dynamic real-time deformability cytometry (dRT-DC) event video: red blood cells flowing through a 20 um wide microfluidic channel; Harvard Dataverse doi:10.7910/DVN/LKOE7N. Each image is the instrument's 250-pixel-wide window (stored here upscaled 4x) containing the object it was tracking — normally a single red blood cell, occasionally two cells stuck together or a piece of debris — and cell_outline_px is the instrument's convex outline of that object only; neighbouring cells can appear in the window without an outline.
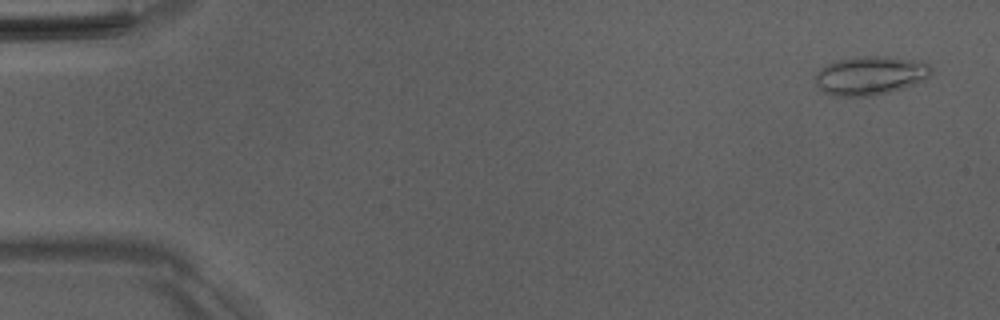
{"species": "Egyptian fruit bat (a non-hibernating species)", "species_latin": "Rousettus aegyptiacus", "temperature_condition": "room temperature", "stored_images_in_passage": 50, "camera_frame_rate_fps": 3000, "um_per_image_px": 0.085, "animal": {"sex": "male"}, "frame": {"image": 1, "passage_image": 1, "time_ms": 0.0, "image_size_px": [1000, 320], "cell_outline_px": [[932, 72], [928, 76], [912, 84], [888, 92], [872, 96], [836, 96], [824, 92], [816, 84], [816, 76], [820, 68], [836, 60], [864, 56], [888, 56], [920, 60], [928, 64], [932, 68]], "centroid_in_image_um": [73.97, 6.4], "position_along_channel_um": 11.0, "area_um2": 25.89}}
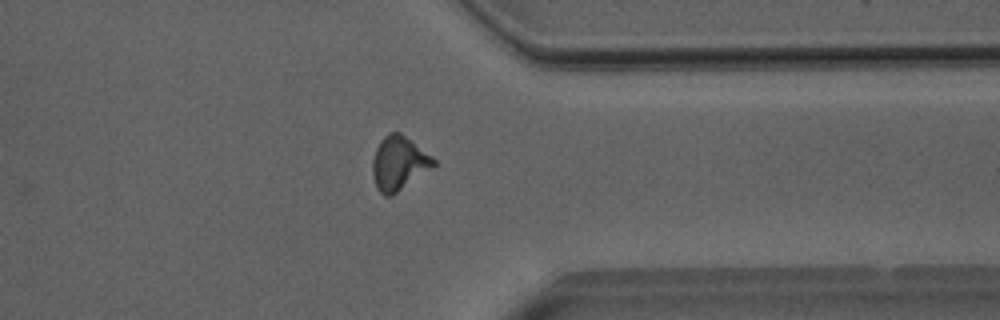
{"frame": {"image": 2, "passage_image": 39, "time_ms": 12.667, "image_size_px": [1000, 320], "cell_outline_px": [[436, 164], [392, 196], [384, 196], [376, 188], [372, 176], [372, 160], [376, 148], [380, 140], [388, 132], [400, 132], [412, 140], [432, 156], [436, 160]], "centroid_in_image_um": [33.87, 13.86], "position_along_channel_um": 377.5, "area_um2": 19.25}}
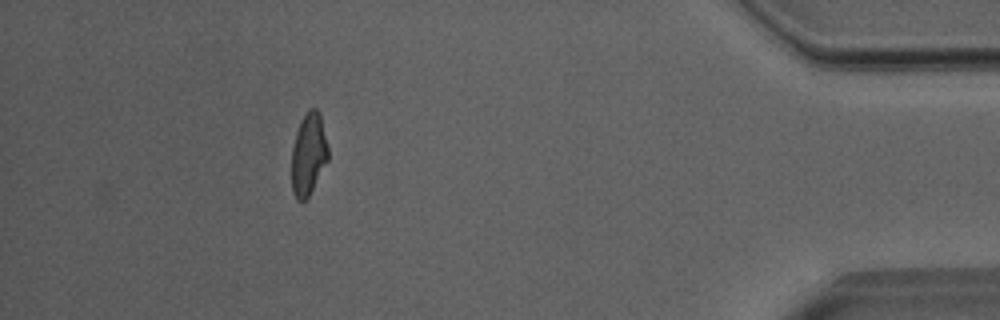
{"frame": {"image": 3, "passage_image": 45, "time_ms": 14.667, "image_size_px": [1000, 320], "cell_outline_px": [[328, 160], [308, 196], [304, 200], [296, 200], [292, 192], [292, 148], [296, 132], [304, 116], [312, 108], [316, 108], [320, 112], [328, 148]], "centroid_in_image_um": [26.22, 13.11], "position_along_channel_um": 409.0, "area_um2": 17.17}, "authors_computed_cell_mechanics": {"area_um2": 18.4671, "velocity_mm_per_s": 4.0261, "shape_relaxation_time_tau1_ms": 7.0938, "shape_relaxation_time_tau2_ms": 1.5372, "deformation_change_tau1": 0.2045, "deformation_change_tau2": 0.0912}}